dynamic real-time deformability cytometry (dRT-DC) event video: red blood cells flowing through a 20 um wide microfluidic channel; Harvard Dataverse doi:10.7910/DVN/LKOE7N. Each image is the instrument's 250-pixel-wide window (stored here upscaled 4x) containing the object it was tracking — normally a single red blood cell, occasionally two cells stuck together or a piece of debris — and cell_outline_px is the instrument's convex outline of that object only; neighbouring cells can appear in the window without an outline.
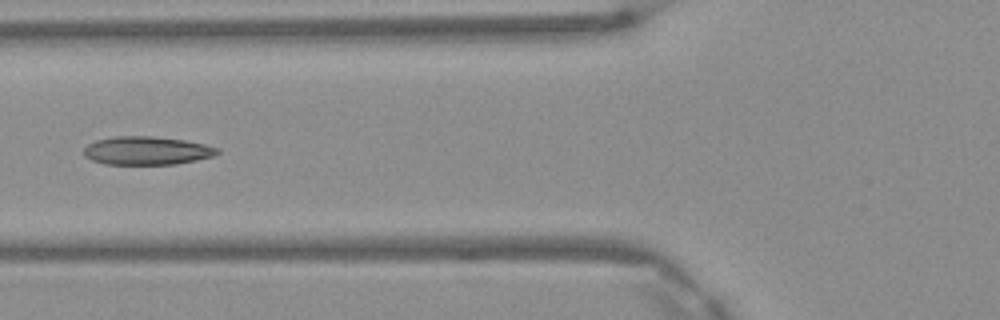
{"species": "Egyptian fruit bat (a non-hibernating species)", "species_latin": "Rousettus aegyptiacus", "temperature_condition": "warm", "stored_images_in_passage": 5, "camera_frame_rate_fps": 3000, "um_per_image_px": 0.085, "frame": {"image": 1, "passage_image": 5, "time_ms": 1.333, "image_size_px": [1000, 320], "cell_outline_px": [[220, 152], [212, 156], [196, 160], [176, 164], [104, 164], [92, 160], [84, 156], [84, 148], [88, 144], [96, 140], [116, 136], [152, 136], [184, 140], [204, 144], [220, 148]], "centroid_in_image_um": [12.47, 12.8], "position_along_channel_um": 113.3, "area_um2": 22.02}}